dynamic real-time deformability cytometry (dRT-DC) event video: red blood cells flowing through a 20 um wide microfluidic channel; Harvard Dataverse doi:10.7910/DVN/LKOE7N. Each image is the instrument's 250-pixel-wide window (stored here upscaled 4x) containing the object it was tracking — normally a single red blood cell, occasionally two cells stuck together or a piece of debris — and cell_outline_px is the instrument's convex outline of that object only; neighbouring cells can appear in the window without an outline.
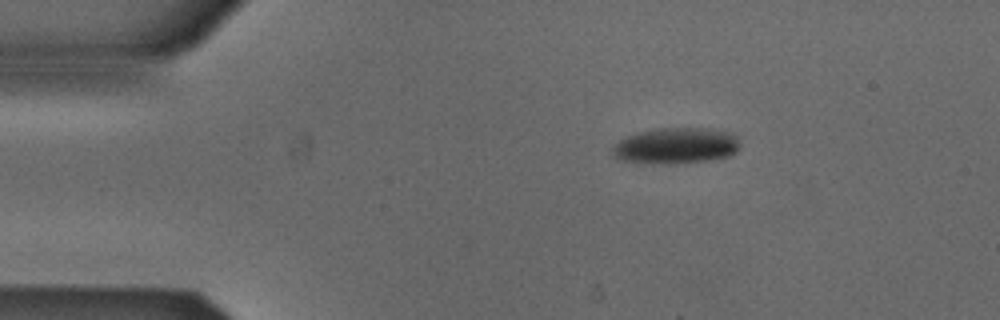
{"species": "Egyptian fruit bat (a non-hibernating species)", "species_latin": "Rousettus aegyptiacus", "temperature_condition": "cold", "stored_images_in_passage": 45, "camera_frame_rate_fps": 3000, "um_per_image_px": 0.085, "animal": {"sex": "male"}, "frame": {"image": 1, "passage_image": 1, "time_ms": 0.0, "image_size_px": [1000, 320], "cell_outline_px": [[740, 148], [736, 152], [728, 156], [712, 160], [676, 164], [652, 164], [620, 160], [612, 156], [612, 148], [620, 140], [628, 136], [640, 132], [664, 128], [704, 128], [724, 132], [736, 136], [740, 144]], "centroid_in_image_um": [57.45, 12.42], "position_along_channel_um": 27.6, "area_um2": 26.76}}
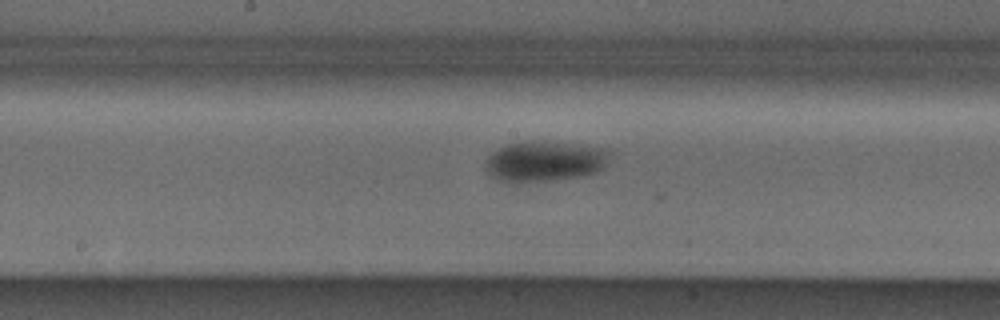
{"frame": {"image": 2, "passage_image": 19, "time_ms": 6.0, "image_size_px": [1000, 320], "cell_outline_px": [[608, 156], [604, 168], [596, 172], [580, 176], [556, 180], [520, 184], [516, 184], [500, 180], [492, 176], [484, 168], [484, 164], [488, 156], [492, 152], [508, 144], [532, 140], [572, 144], [608, 148]], "centroid_in_image_um": [46.25, 13.73], "position_along_channel_um": 201.9, "area_um2": 29.59}}
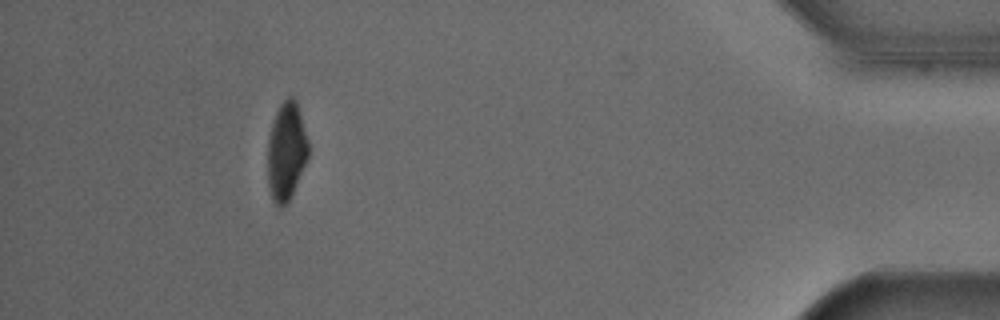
{"frame": {"image": 3, "passage_image": 40, "time_ms": 13.0, "image_size_px": [1000, 320], "cell_outline_px": [[308, 156], [288, 204], [280, 208], [276, 208], [272, 200], [268, 188], [268, 140], [272, 124], [276, 112], [280, 104], [288, 96], [292, 96], [296, 100], [308, 140]], "centroid_in_image_um": [24.32, 12.91], "position_along_channel_um": 410.9, "area_um2": 23.29}, "authors_computed_cell_mechanics": {"area_um2": 27.6284, "velocity_mm_per_s": 3.8864, "shape_relaxation_time_tau1_ms": 5.0304, "shape_relaxation_time_tau2_ms": null, "deformation_change_tau1": 0.1338, "deformation_change_tau2": null}}